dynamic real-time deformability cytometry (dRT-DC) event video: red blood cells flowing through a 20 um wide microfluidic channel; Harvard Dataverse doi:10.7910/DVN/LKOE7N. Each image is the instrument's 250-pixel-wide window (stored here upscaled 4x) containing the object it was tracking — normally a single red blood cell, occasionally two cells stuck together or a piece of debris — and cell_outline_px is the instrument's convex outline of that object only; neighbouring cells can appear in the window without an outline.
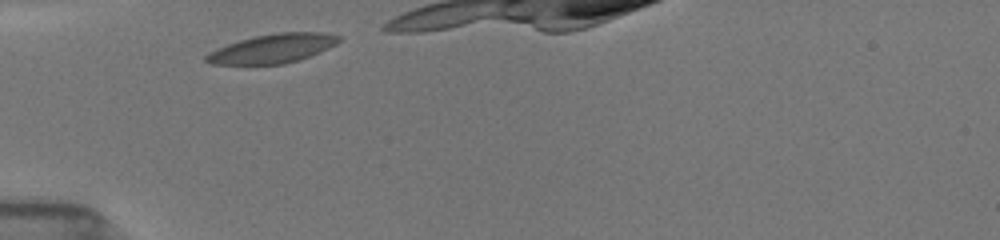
{"species": "common noctule bat (a hibernating species)", "species_latin": "Nyctalus noctula", "temperature_condition": "room temperature", "stored_images_in_passage": 7, "camera_frame_rate_fps": 3000, "um_per_image_px": 0.085, "animal": {"sex": "female", "body_mass_g": 19.5, "forearm_length_mm": 54.1}, "frame": {"image": 1, "passage_image": 1, "time_ms": 0.0, "image_size_px": [1000, 240], "cell_outline_px": [[344, 36], [336, 44], [320, 52], [300, 60], [284, 64], [212, 64], [204, 60], [204, 56], [208, 52], [216, 48], [240, 40], [256, 36], [280, 32], [324, 32]], "centroid_in_image_um": [23.2, 4.12], "position_along_channel_um": 61.8, "area_um2": 22.54}}
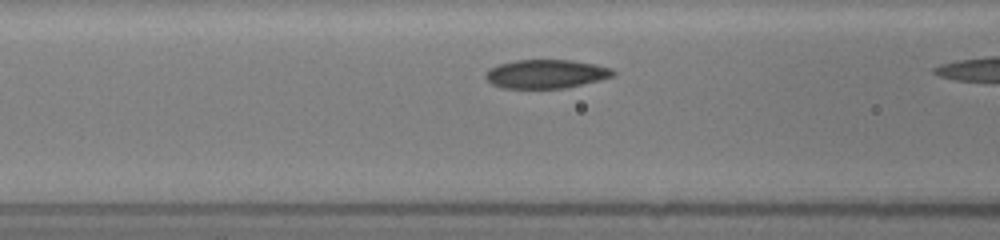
{"frame": {"image": 2, "passage_image": 6, "time_ms": 1.667, "image_size_px": [1000, 240], "cell_outline_px": [[616, 72], [612, 76], [600, 80], [564, 88], [500, 88], [492, 84], [484, 76], [484, 72], [488, 68], [496, 64], [516, 60], [572, 60], [596, 64], [612, 68]], "centroid_in_image_um": [46.37, 6.28], "position_along_channel_um": 120.2, "area_um2": 21.56}}